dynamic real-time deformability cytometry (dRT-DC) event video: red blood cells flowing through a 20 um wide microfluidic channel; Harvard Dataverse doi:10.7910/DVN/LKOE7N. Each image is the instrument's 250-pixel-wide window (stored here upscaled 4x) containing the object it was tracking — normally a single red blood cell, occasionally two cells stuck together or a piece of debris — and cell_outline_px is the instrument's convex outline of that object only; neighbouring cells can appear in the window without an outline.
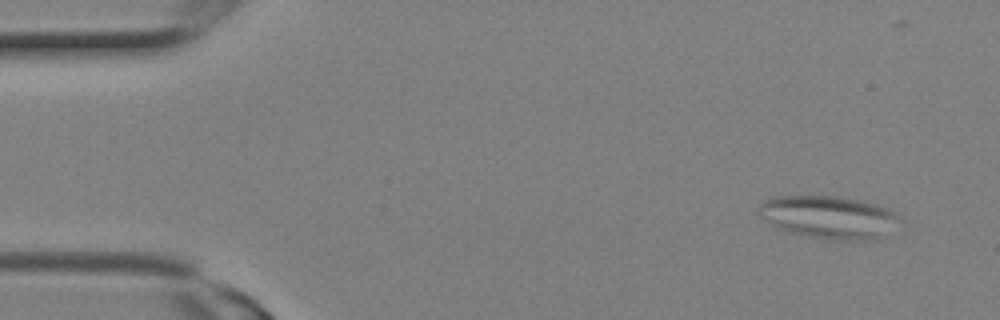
{"species": "Egyptian fruit bat (a non-hibernating species)", "species_latin": "Rousettus aegyptiacus", "temperature_condition": "room temperature", "stored_images_in_passage": 16, "camera_frame_rate_fps": 3000, "um_per_image_px": 0.085, "animal": {"sex": "female"}, "frame": {"image": 1, "passage_image": 2, "time_ms": 0.333, "image_size_px": [1000, 320], "cell_outline_px": [[892, 216], [868, 232], [848, 236], [824, 236], [800, 232], [788, 228], [780, 224], [764, 204], [768, 200], [780, 196], [828, 196], [852, 200], [884, 208]], "centroid_in_image_um": [70.23, 18.28], "position_along_channel_um": 14.8, "area_um2": 27.17}}
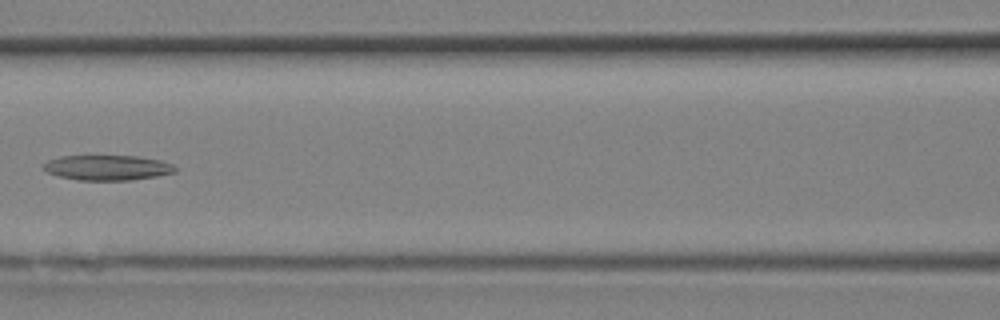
{"frame": {"image": 2, "passage_image": 11, "time_ms": 3.333, "image_size_px": [1000, 320], "cell_outline_px": [[176, 172], [156, 176], [128, 180], [80, 180], [60, 176], [48, 172], [44, 168], [44, 164], [48, 160], [64, 156], [136, 156], [160, 160], [172, 164], [176, 168]], "centroid_in_image_um": [9.16, 14.25], "position_along_channel_um": 157.4, "area_um2": 18.96}}
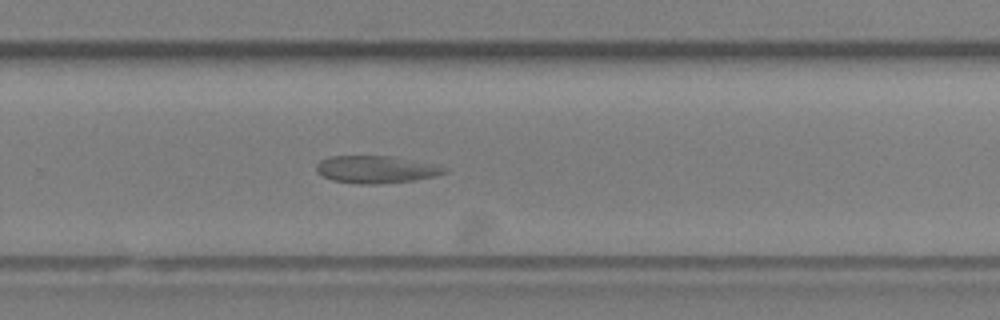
{"frame": {"image": 3, "passage_image": 16, "time_ms": 5.0, "image_size_px": [1000, 320], "cell_outline_px": [[444, 172], [432, 176], [412, 180], [372, 184], [368, 184], [332, 180], [324, 176], [316, 168], [316, 164], [320, 160], [332, 156], [384, 156], [444, 168]], "centroid_in_image_um": [31.79, 14.4], "position_along_channel_um": 298.0, "area_um2": 19.07}}